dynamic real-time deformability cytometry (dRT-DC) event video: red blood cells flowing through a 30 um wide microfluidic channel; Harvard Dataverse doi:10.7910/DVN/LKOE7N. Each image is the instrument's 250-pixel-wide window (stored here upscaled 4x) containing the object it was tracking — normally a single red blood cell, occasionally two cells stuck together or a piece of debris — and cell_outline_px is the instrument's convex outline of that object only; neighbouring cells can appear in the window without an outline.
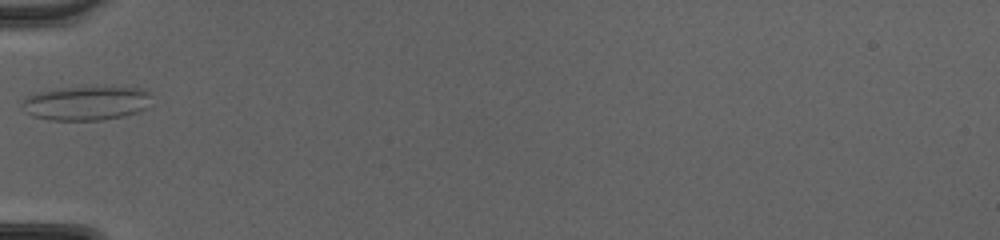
{"species": "common noctule bat (a hibernating species)", "species_latin": "Nyctalus noctula", "temperature_condition": "cold", "stored_images_in_passage": 31, "camera_frame_rate_fps": 3000, "um_per_image_px": 0.085, "animal": {"sex": "female", "body_mass_g": 20.0, "forearm_length_mm": 54.0}, "frame": {"image": 1, "passage_image": 1, "time_ms": 0.0, "image_size_px": [1000, 240], "cell_outline_px": [[152, 96], [144, 108], [136, 112], [124, 116], [104, 120], [48, 120], [32, 116], [24, 112], [20, 108], [20, 104], [24, 96], [36, 92], [64, 88], [96, 84], [112, 84], [148, 88]], "centroid_in_image_um": [7.34, 8.71], "position_along_channel_um": 77.7, "area_um2": 27.28}}
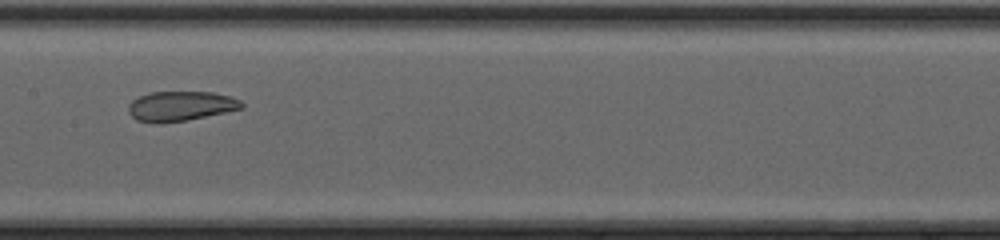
{"frame": {"image": 2, "passage_image": 9, "time_ms": 2.667, "image_size_px": [1000, 240], "cell_outline_px": [[244, 108], [188, 120], [156, 124], [136, 120], [128, 112], [128, 104], [132, 100], [140, 96], [152, 92], [212, 92], [232, 96], [240, 100], [244, 104]], "centroid_in_image_um": [15.35, 9.02], "position_along_channel_um": 192.0, "area_um2": 19.83}}
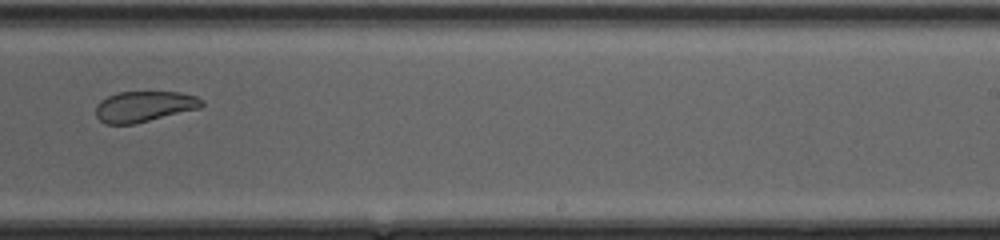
{"frame": {"image": 3, "passage_image": 15, "time_ms": 4.667, "image_size_px": [1000, 240], "cell_outline_px": [[204, 104], [200, 108], [132, 124], [104, 124], [96, 116], [96, 104], [100, 100], [116, 92], [180, 92], [196, 96], [204, 100]], "centroid_in_image_um": [12.24, 9.04], "position_along_channel_um": 276.8, "area_um2": 18.96}, "authors_computed_cell_mechanics": {"area_um2": 20.4612, "velocity_mm_per_s": 4.2586, "shape_relaxation_time_tau1_ms": null, "shape_relaxation_time_tau2_ms": 2.1126, "deformation_change_tau1": null, "deformation_change_tau2": 0.0774}}